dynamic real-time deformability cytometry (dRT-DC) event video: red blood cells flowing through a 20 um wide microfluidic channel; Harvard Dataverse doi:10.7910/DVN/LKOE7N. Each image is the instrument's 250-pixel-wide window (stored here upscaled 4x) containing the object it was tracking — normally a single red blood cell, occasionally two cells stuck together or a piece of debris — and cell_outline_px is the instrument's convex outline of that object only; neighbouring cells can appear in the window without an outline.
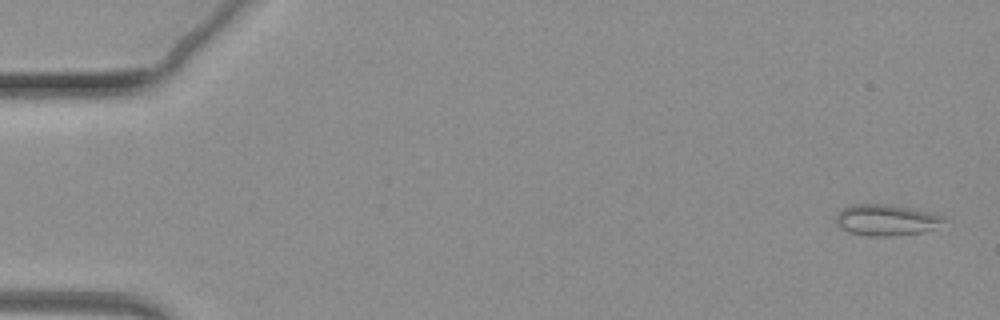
{"species": "common noctule bat (a hibernating species)", "species_latin": "Nyctalus noctula", "temperature_condition": "warm", "stored_images_in_passage": 69, "camera_frame_rate_fps": 3000, "um_per_image_px": 0.085, "animal": {"sex": "female", "body_mass_g": 19.3, "forearm_length_mm": 54.1}, "frame": {"image": 1, "passage_image": 3, "time_ms": 0.667, "image_size_px": [1000, 320], "cell_outline_px": [[948, 220], [932, 228], [920, 232], [892, 236], [868, 236], [848, 232], [840, 228], [836, 224], [836, 216], [844, 208], [852, 204], [884, 204], [908, 208], [928, 212], [944, 216]], "centroid_in_image_um": [75.29, 18.71], "position_along_channel_um": 9.7, "area_um2": 19.31}}
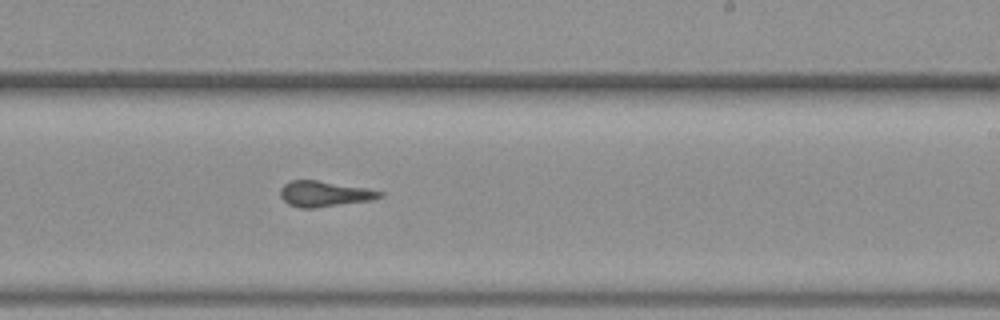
{"frame": {"image": 2, "passage_image": 43, "time_ms": 14.0, "image_size_px": [1000, 320], "cell_outline_px": [[384, 196], [372, 200], [316, 208], [300, 208], [288, 204], [280, 196], [280, 188], [288, 180], [316, 180], [368, 188], [384, 192]], "centroid_in_image_um": [27.58, 16.47], "position_along_channel_um": 261.4, "area_um2": 15.03}}
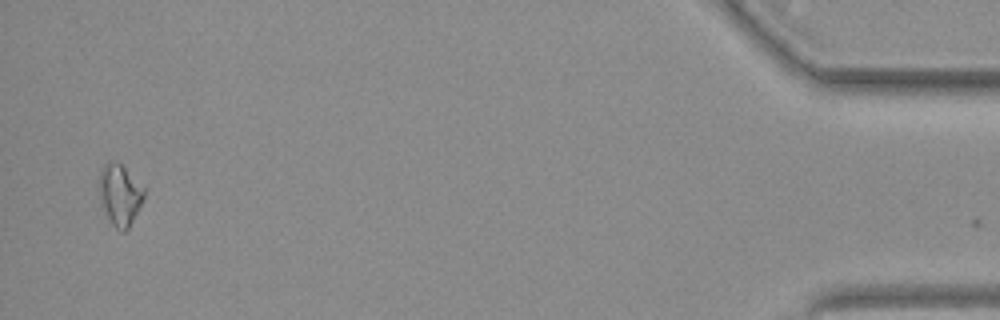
{"frame": {"image": 3, "passage_image": 68, "time_ms": 22.333, "image_size_px": [1000, 320], "cell_outline_px": [[144, 196], [128, 228], [124, 232], [120, 232], [112, 224], [104, 212], [100, 192], [100, 168], [104, 164], [112, 160], [116, 160], [144, 188]], "centroid_in_image_um": [10.17, 16.55], "position_along_channel_um": 425.0, "area_um2": 15.49}}